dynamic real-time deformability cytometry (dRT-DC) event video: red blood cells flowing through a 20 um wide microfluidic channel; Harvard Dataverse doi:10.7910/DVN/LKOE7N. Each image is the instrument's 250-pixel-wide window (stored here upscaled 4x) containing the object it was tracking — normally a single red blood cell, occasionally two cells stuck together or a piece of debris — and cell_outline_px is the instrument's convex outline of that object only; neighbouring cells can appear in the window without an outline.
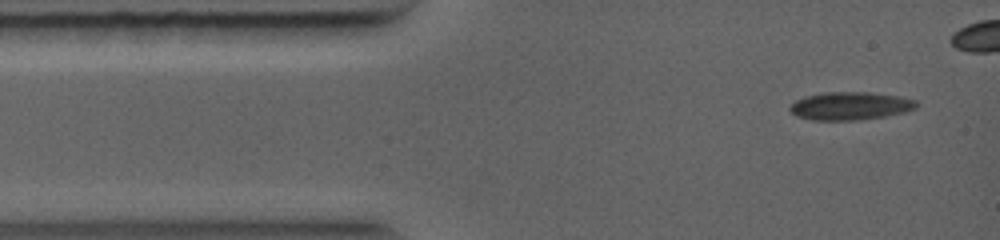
{"species": "common noctule bat (a hibernating species)", "species_latin": "Nyctalus noctula", "temperature_condition": "warm", "stored_images_in_passage": 29, "camera_frame_rate_fps": 5000, "um_per_image_px": 0.085, "animal": {"sex": "female", "body_mass_g": 19.0, "forearm_length_mm": 56.7}, "frame": {"image": 1, "passage_image": 4, "time_ms": 0.4, "image_size_px": [1000, 240], "cell_outline_px": [[916, 108], [904, 112], [884, 116], [860, 120], [812, 120], [796, 116], [788, 108], [796, 100], [804, 96], [824, 92], [868, 92], [896, 96], [916, 100]], "centroid_in_image_um": [72.23, 9.0], "position_along_channel_um": 12.8, "area_um2": 20.52}}
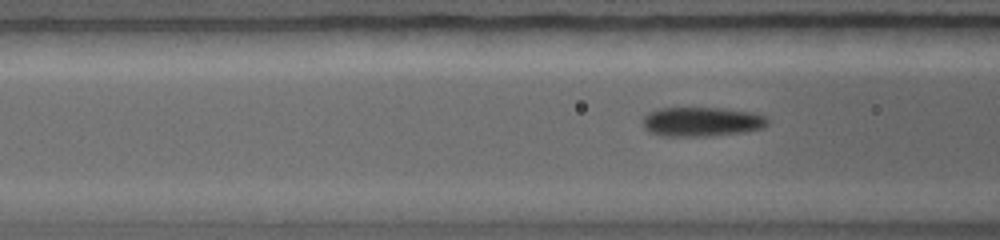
{"frame": {"image": 2, "passage_image": 22, "time_ms": 3.2, "image_size_px": [1000, 240], "cell_outline_px": [[768, 124], [764, 128], [744, 132], [712, 136], [664, 136], [648, 132], [644, 128], [644, 116], [648, 112], [656, 108], [720, 108], [752, 112], [768, 116]], "centroid_in_image_um": [59.67, 10.35], "position_along_channel_um": 106.9, "area_um2": 21.62}}
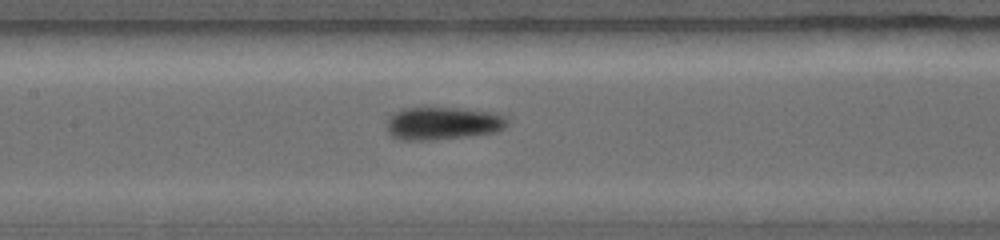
{"frame": {"image": 3, "passage_image": 27, "time_ms": 4.4, "image_size_px": [1000, 240], "cell_outline_px": [[508, 124], [504, 128], [496, 132], [468, 136], [432, 140], [400, 140], [392, 136], [388, 132], [384, 124], [388, 116], [392, 112], [404, 108], [456, 108], [492, 112], [508, 116]], "centroid_in_image_um": [37.6, 10.48], "position_along_channel_um": 169.8, "area_um2": 23.41}}